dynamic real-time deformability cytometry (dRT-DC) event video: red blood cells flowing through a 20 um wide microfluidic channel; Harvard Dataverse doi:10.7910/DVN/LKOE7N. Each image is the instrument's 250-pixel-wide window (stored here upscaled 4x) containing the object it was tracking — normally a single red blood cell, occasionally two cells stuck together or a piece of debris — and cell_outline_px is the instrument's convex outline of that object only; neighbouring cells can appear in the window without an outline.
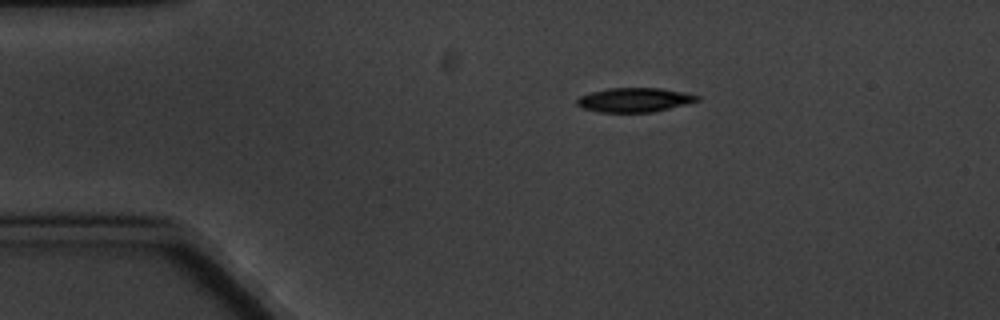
{"species": "common noctule bat (a hibernating species)", "species_latin": "Nyctalus noctula", "temperature_condition": "cold", "stored_images_in_passage": 4, "segment_of_instrument_passage": [1, 2], "camera_frame_rate_fps": 3000, "um_per_image_px": 0.085, "animal": {"sex": "male", "body_mass_g": 20.1, "forearm_length_mm": 53.5}, "frame": {"image": 1, "passage_image": 2, "time_ms": 1.333, "image_size_px": [1000, 320], "cell_outline_px": [[700, 100], [652, 112], [600, 112], [580, 108], [576, 104], [576, 100], [580, 96], [592, 92], [608, 88], [660, 88], [688, 92], [700, 96]], "centroid_in_image_um": [53.92, 8.48], "position_along_channel_um": 31.1, "area_um2": 16.99}}